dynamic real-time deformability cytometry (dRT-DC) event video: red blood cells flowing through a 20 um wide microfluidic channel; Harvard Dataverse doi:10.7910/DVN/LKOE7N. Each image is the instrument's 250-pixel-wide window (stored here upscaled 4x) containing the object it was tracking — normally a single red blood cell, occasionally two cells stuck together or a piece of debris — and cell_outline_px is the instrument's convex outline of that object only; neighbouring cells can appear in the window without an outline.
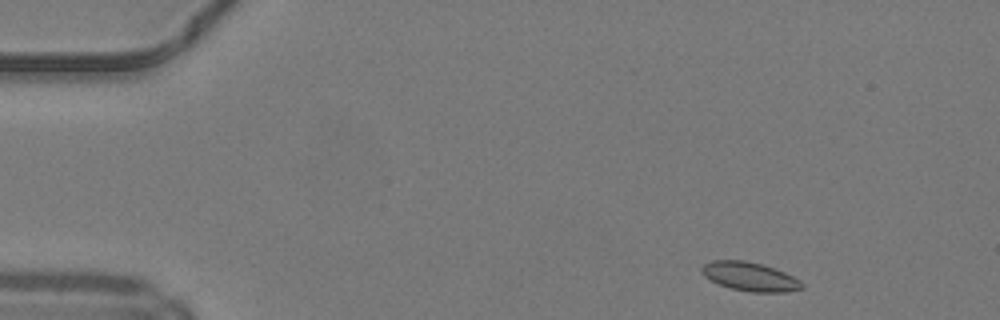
{"species": "common noctule bat (a hibernating species)", "species_latin": "Nyctalus noctula", "temperature_condition": "warm", "stored_images_in_passage": 45, "camera_frame_rate_fps": 3000, "um_per_image_px": 0.085, "animal": {"sex": "male", "body_mass_g": 19.2, "forearm_length_mm": 51.8}, "frame": {"image": 1, "passage_image": 2, "time_ms": 0.333, "image_size_px": [1000, 320], "cell_outline_px": [[804, 288], [784, 292], [752, 292], [732, 288], [720, 284], [704, 276], [700, 268], [704, 264], [712, 260], [744, 260], [760, 264], [784, 272], [792, 276], [804, 284]], "centroid_in_image_um": [63.73, 23.51], "position_along_channel_um": 21.3, "area_um2": 16.53}}
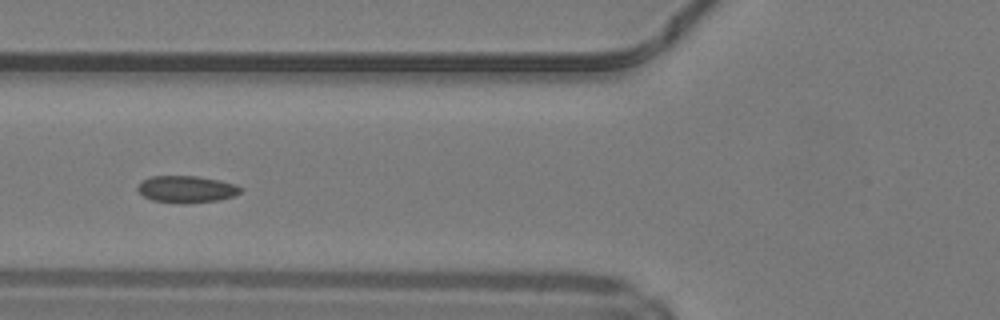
{"frame": {"image": 2, "passage_image": 15, "time_ms": 4.667, "image_size_px": [1000, 320], "cell_outline_px": [[244, 188], [240, 192], [232, 196], [216, 200], [188, 204], [180, 204], [152, 200], [144, 196], [136, 188], [144, 180], [152, 176], [196, 176], [236, 184]], "centroid_in_image_um": [15.85, 16.09], "position_along_channel_um": 109.9, "area_um2": 16.01}}
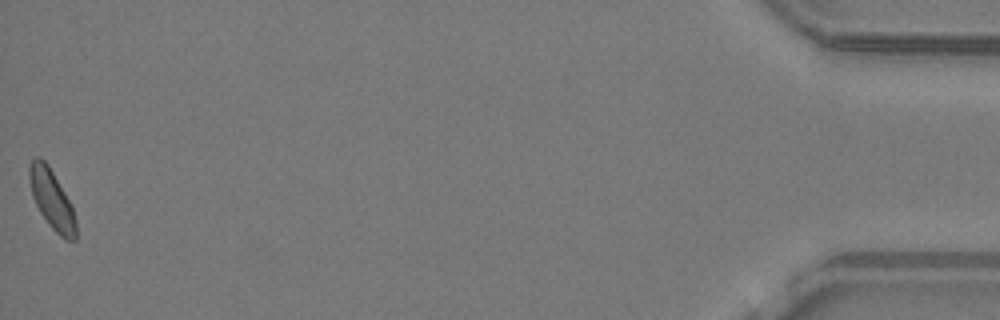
{"frame": {"image": 3, "passage_image": 45, "time_ms": 14.667, "image_size_px": [1000, 320], "cell_outline_px": [[76, 240], [64, 240], [52, 228], [40, 212], [32, 196], [28, 176], [28, 168], [32, 160], [36, 156], [40, 156], [48, 164], [64, 192], [72, 208], [76, 220]], "centroid_in_image_um": [4.38, 16.94], "position_along_channel_um": 430.8, "area_um2": 15.95}, "authors_computed_cell_mechanics": {"area_um2": 16.1262, "velocity_mm_per_s": 4.1958, "shape_relaxation_time_tau1_ms": null, "shape_relaxation_time_tau2_ms": 8.8392, "deformation_change_tau1": null, "deformation_change_tau2": 0.1183}}